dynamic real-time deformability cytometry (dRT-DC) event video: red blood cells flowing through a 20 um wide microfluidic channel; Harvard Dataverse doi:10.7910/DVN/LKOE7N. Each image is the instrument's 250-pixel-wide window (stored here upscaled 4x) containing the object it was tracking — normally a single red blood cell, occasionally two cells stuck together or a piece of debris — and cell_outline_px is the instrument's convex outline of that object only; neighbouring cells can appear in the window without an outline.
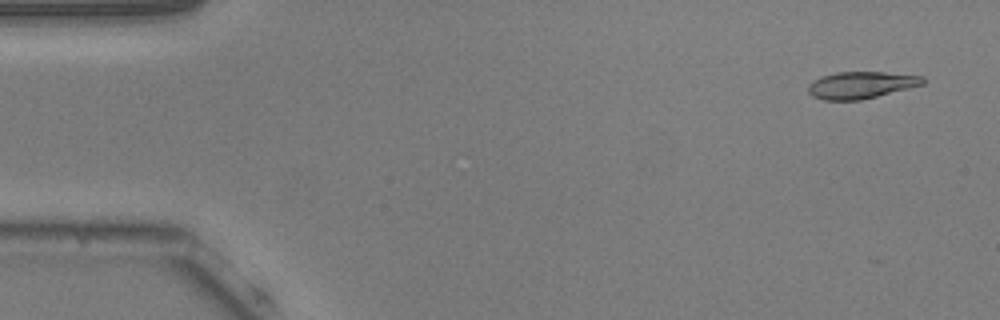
{"species": "common noctule bat (a hibernating species)", "species_latin": "Nyctalus noctula", "temperature_condition": "warm", "stored_images_in_passage": 15, "camera_frame_rate_fps": 3000, "um_per_image_px": 0.085, "animal": {"sex": "male", "body_mass_g": 20.5, "forearm_length_mm": 52.5}, "frame": {"image": 1, "passage_image": 3, "time_ms": 0.667, "image_size_px": [1000, 320], "cell_outline_px": [[928, 80], [924, 84], [860, 100], [824, 100], [812, 96], [808, 92], [808, 84], [812, 80], [820, 76], [836, 72], [884, 72], [924, 76]], "centroid_in_image_um": [73.17, 7.21], "position_along_channel_um": 11.8, "area_um2": 18.09}}